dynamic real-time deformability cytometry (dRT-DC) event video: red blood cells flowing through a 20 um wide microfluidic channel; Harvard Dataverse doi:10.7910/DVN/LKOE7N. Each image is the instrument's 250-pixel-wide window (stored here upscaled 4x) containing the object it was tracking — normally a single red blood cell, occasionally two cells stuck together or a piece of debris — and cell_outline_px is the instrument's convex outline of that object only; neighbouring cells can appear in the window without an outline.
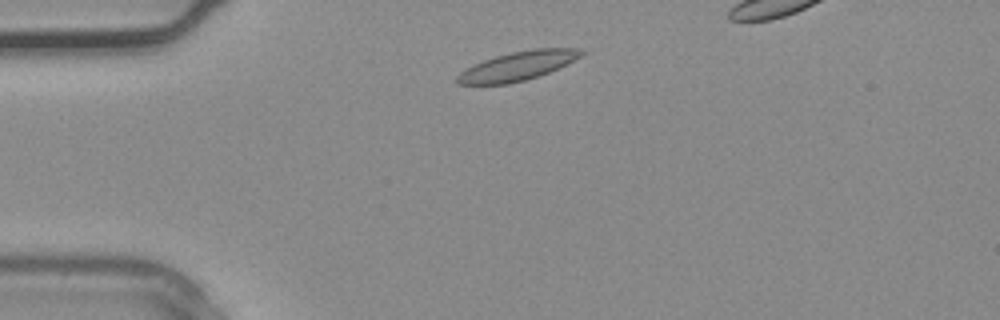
{"species": "common noctule bat (a hibernating species)", "species_latin": "Nyctalus noctula", "temperature_condition": "warm", "stored_images_in_passage": 3, "camera_frame_rate_fps": 3000, "um_per_image_px": 0.085, "animal": {"sex": "male", "body_mass_g": 20.4}, "frame": {"image": 1, "passage_image": 1, "time_ms": 0.0, "image_size_px": [1000, 320], "cell_outline_px": [[584, 52], [580, 56], [548, 72], [524, 80], [508, 84], [460, 84], [456, 80], [456, 76], [460, 72], [484, 60], [496, 56], [512, 52], [532, 48], [580, 48]], "centroid_in_image_um": [43.98, 5.6], "position_along_channel_um": 41.0, "area_um2": 20.35}}